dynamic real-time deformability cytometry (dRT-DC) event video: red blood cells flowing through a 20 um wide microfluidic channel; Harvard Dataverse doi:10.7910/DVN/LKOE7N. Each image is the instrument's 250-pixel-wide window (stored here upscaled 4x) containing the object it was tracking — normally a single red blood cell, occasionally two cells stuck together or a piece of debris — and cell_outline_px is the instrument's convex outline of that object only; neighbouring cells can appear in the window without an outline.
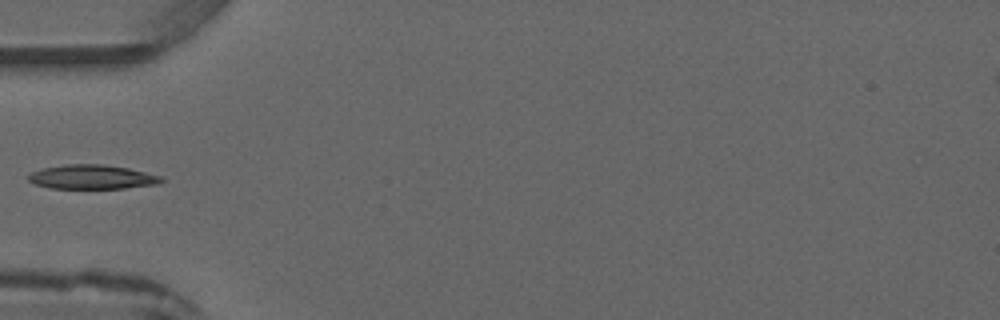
{"species": "common noctule bat (a hibernating species)", "species_latin": "Nyctalus noctula", "temperature_condition": "warm", "stored_images_in_passage": 3, "camera_frame_rate_fps": 3000, "um_per_image_px": 0.085, "animal": {"sex": "male", "forearm_length_mm": 52.5}, "frame": {"image": 1, "passage_image": 3, "time_ms": 2.333, "image_size_px": [1000, 320], "cell_outline_px": [[164, 180], [156, 184], [124, 188], [48, 188], [36, 184], [28, 180], [28, 176], [32, 172], [40, 168], [64, 164], [104, 164], [128, 168], [160, 176]], "centroid_in_image_um": [7.77, 15.03], "position_along_channel_um": 77.2, "area_um2": 18.67}}